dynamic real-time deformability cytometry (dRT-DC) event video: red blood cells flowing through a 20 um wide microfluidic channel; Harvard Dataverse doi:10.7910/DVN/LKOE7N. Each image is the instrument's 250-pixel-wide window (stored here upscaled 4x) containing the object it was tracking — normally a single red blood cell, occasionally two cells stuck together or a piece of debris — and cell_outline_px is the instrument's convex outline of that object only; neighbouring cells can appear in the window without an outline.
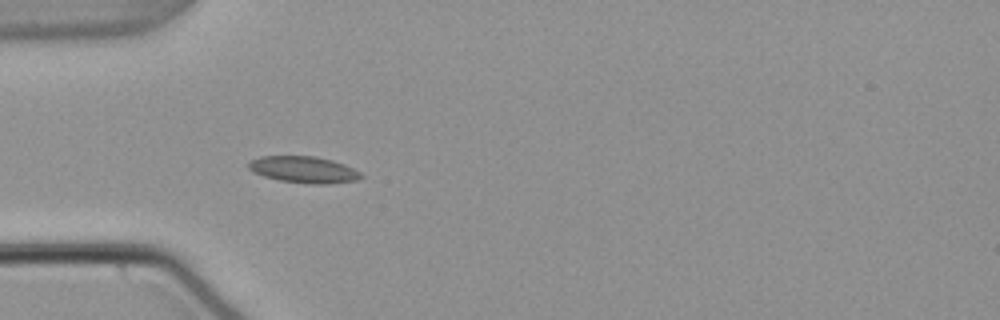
{"species": "common noctule bat (a hibernating species)", "species_latin": "Nyctalus noctula", "temperature_condition": "warm", "stored_images_in_passage": 39, "camera_frame_rate_fps": 3000, "um_per_image_px": 0.085, "animal": {"sex": "male", "body_mass_g": 21.5, "forearm_length_mm": 52.0}, "frame": {"image": 1, "passage_image": 1, "time_ms": 0.0, "image_size_px": [1000, 320], "cell_outline_px": [[364, 176], [356, 180], [328, 184], [312, 184], [280, 180], [264, 176], [252, 172], [248, 168], [248, 164], [252, 160], [260, 156], [316, 156], [332, 160], [344, 164], [360, 172]], "centroid_in_image_um": [25.82, 14.41], "position_along_channel_um": 59.2, "area_um2": 17.34}}
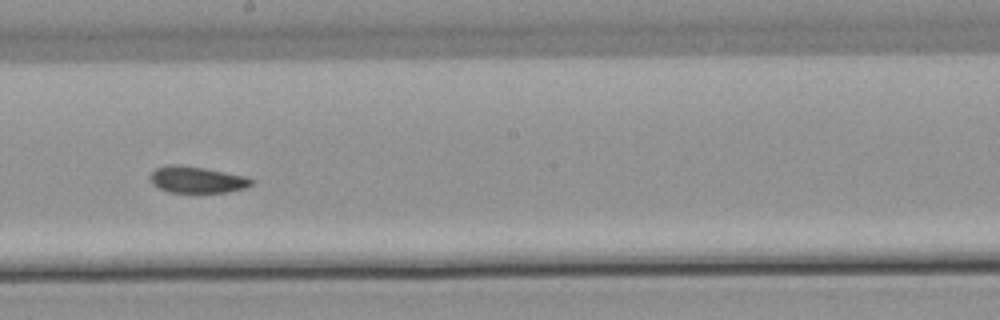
{"frame": {"image": 2, "passage_image": 15, "time_ms": 4.667, "image_size_px": [1000, 320], "cell_outline_px": [[256, 180], [248, 188], [228, 192], [168, 192], [152, 184], [148, 176], [156, 168], [168, 164], [180, 164], [204, 168], [244, 176]], "centroid_in_image_um": [16.74, 15.27], "position_along_channel_um": 231.5, "area_um2": 15.78}}
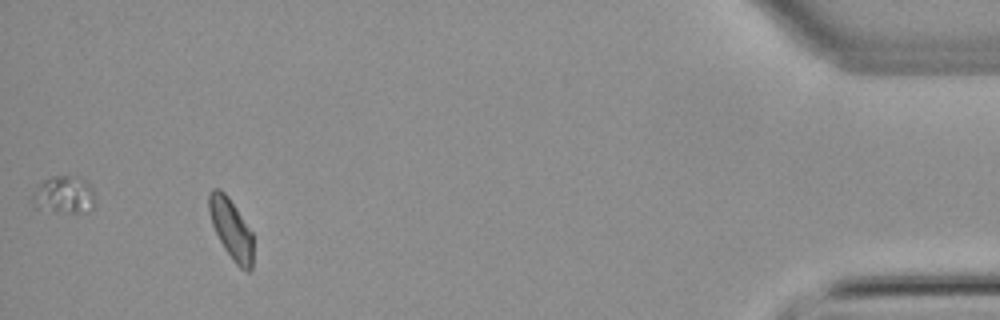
{"frame": {"image": 3, "passage_image": 35, "time_ms": 11.333, "image_size_px": [1000, 320], "cell_outline_px": [[252, 268], [248, 272], [240, 268], [232, 260], [224, 248], [212, 224], [208, 208], [208, 192], [212, 188], [220, 188], [228, 196], [252, 232]], "centroid_in_image_um": [19.63, 19.44], "position_along_channel_um": 415.6, "area_um2": 15.49}, "authors_computed_cell_mechanics": {"area_um2": 16.184, "velocity_mm_per_s": 3.788, "shape_relaxation_time_tau1_ms": 7.2272, "shape_relaxation_time_tau2_ms": 4.0719, "deformation_change_tau1": 0.1248, "deformation_change_tau2": 0.0599}}